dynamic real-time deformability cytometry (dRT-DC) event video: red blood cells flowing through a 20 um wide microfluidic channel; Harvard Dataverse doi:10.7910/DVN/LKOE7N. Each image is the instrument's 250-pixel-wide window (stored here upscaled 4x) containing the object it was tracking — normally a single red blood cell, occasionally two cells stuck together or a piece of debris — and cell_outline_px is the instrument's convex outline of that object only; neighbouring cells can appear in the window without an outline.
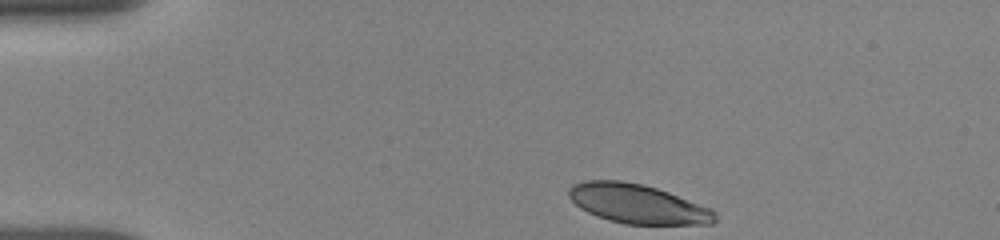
{"species": "human", "species_latin": "Homo sapiens", "temperature_condition": "room temperature", "stored_images_in_passage": 5, "camera_frame_rate_fps": 3000, "um_per_image_px": 0.085, "donor": {"sex": "female"}, "frame": {"image": 1, "passage_image": 1, "time_ms": 0.0, "image_size_px": [1000, 240], "cell_outline_px": [[716, 220], [712, 224], [624, 224], [608, 220], [596, 216], [580, 208], [568, 196], [568, 188], [572, 184], [584, 180], [620, 180], [644, 184], [668, 192], [712, 208], [716, 212]], "centroid_in_image_um": [54.19, 17.32], "position_along_channel_um": 30.8, "area_um2": 33.64}}
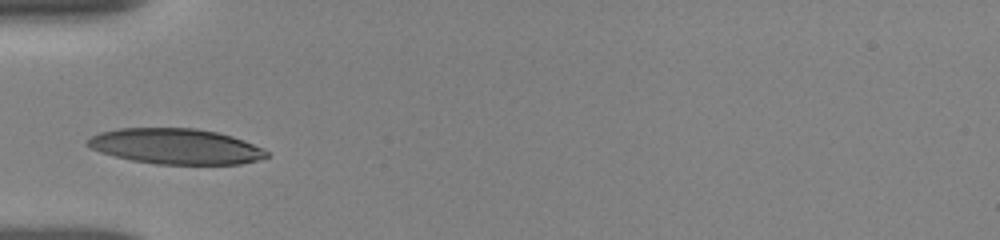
{"frame": {"image": 2, "passage_image": 4, "time_ms": 2.667, "image_size_px": [1000, 240], "cell_outline_px": [[268, 156], [256, 160], [240, 164], [156, 164], [132, 160], [100, 152], [84, 144], [92, 136], [100, 132], [120, 128], [196, 128], [216, 132], [232, 136], [244, 140], [264, 148], [268, 152]], "centroid_in_image_um": [14.95, 12.43], "position_along_channel_um": 70.1, "area_um2": 36.93}}